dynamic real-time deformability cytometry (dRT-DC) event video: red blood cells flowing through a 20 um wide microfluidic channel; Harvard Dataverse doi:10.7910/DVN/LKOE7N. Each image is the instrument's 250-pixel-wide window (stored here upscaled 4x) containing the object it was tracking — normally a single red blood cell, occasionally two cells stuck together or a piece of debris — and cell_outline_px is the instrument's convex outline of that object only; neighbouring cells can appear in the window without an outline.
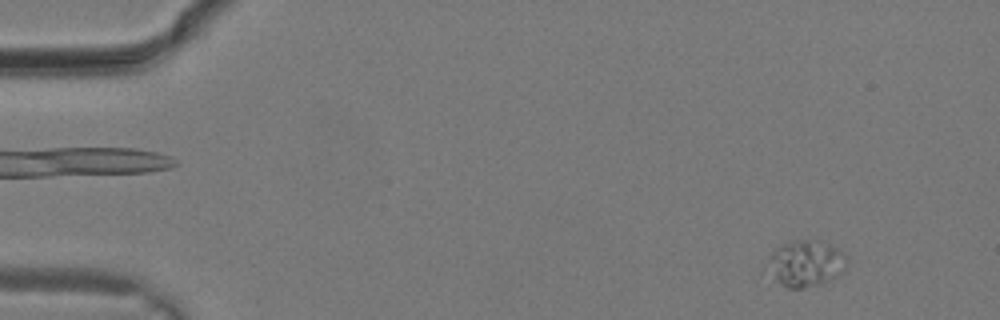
{"species": "common noctule bat (a hibernating species)", "species_latin": "Nyctalus noctula", "temperature_condition": "warm", "stored_images_in_passage": 12, "camera_frame_rate_fps": 3000, "um_per_image_px": 0.085, "animal": {"sex": "male", "body_mass_g": 19.2, "forearm_length_mm": 51.8}, "frame": {"image": 1, "passage_image": 1, "time_ms": 0.0, "image_size_px": [1000, 320], "cell_outline_px": [[848, 260], [844, 272], [820, 284], [800, 288], [788, 288], [780, 284], [760, 272], [760, 268], [772, 252], [776, 248], [792, 240], [808, 240], [828, 244], [844, 252]], "centroid_in_image_um": [68.35, 22.42], "position_along_channel_um": 16.6, "area_um2": 22.14}}
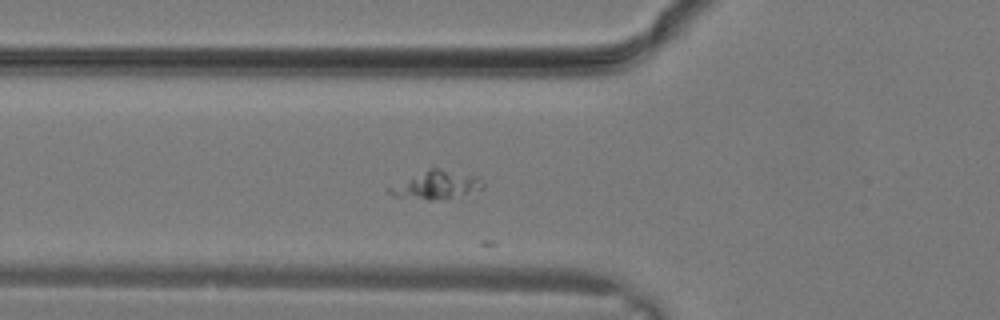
{"frame": {"image": 2, "passage_image": 9, "time_ms": 2.667, "image_size_px": [1000, 320], "cell_outline_px": [[484, 188], [432, 200], [428, 200], [392, 196], [388, 192], [388, 188], [428, 168], [440, 168], [480, 176], [484, 180]], "centroid_in_image_um": [37.1, 15.69], "position_along_channel_um": 88.7, "area_um2": 14.91}}
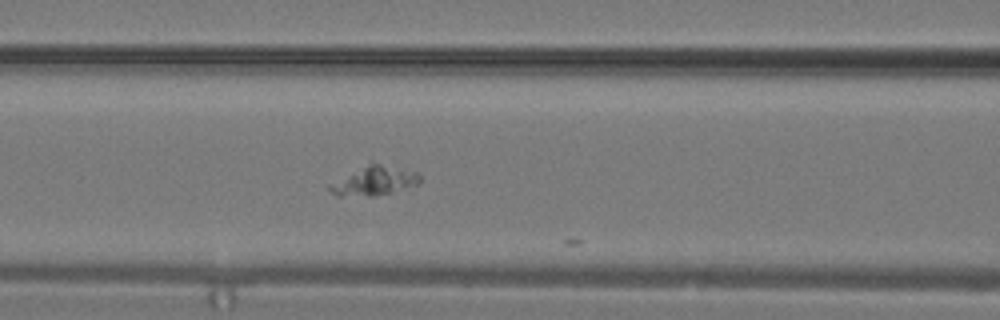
{"frame": {"image": 3, "passage_image": 11, "time_ms": 3.333, "image_size_px": [1000, 320], "cell_outline_px": [[420, 180], [416, 184], [392, 192], [372, 196], [340, 196], [332, 192], [328, 188], [328, 184], [372, 160], [420, 172]], "centroid_in_image_um": [31.81, 15.32], "position_along_channel_um": 134.8, "area_um2": 15.66}}